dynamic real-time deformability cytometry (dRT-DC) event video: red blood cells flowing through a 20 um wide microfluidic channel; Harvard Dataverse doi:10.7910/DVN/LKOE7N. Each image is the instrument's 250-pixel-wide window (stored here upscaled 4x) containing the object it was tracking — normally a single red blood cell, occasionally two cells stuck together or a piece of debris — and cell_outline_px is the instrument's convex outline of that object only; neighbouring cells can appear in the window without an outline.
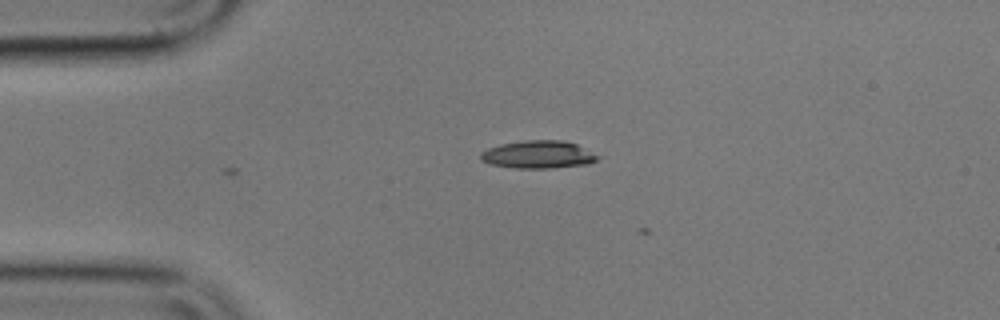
{"species": "common noctule bat (a hibernating species)", "species_latin": "Nyctalus noctula", "temperature_condition": "cold", "stored_images_in_passage": 2, "camera_frame_rate_fps": 3000, "um_per_image_px": 0.085, "animal": {"sex": "male", "body_mass_g": 17.9}, "frame": {"image": 1, "passage_image": 1, "time_ms": 0.0, "image_size_px": [1000, 320], "cell_outline_px": [[600, 156], [596, 160], [588, 164], [548, 168], [516, 168], [488, 164], [480, 160], [480, 152], [488, 148], [500, 144], [524, 140], [564, 140], [576, 144]], "centroid_in_image_um": [45.71, 13.13], "position_along_channel_um": 39.3, "area_um2": 18.96}}